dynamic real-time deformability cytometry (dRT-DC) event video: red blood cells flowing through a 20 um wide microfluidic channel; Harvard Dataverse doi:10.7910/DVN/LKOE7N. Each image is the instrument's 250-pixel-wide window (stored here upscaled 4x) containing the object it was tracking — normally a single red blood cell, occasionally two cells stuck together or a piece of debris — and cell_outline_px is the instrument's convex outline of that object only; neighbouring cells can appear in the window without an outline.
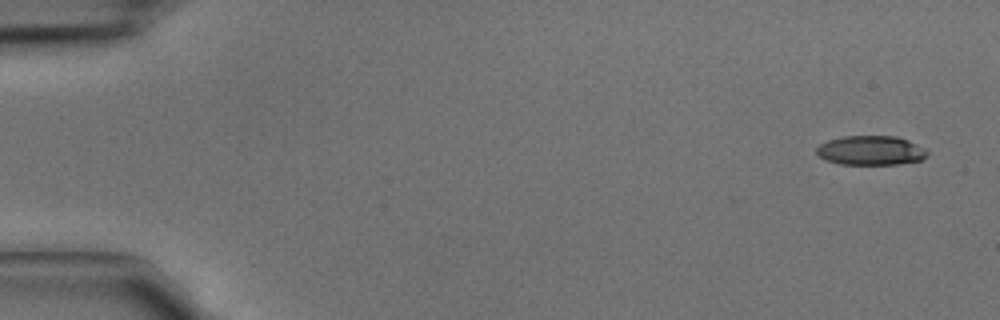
{"species": "common noctule bat (a hibernating species)", "species_latin": "Nyctalus noctula", "temperature_condition": "cold", "stored_images_in_passage": 4, "camera_frame_rate_fps": 3000, "um_per_image_px": 0.085, "animal": {"sex": "male", "body_mass_g": 15.6}, "frame": {"image": 1, "passage_image": 1, "time_ms": 0.0, "image_size_px": [1000, 320], "cell_outline_px": [[928, 156], [924, 160], [896, 164], [840, 164], [828, 160], [820, 156], [816, 152], [816, 148], [820, 144], [828, 140], [844, 136], [896, 136], [908, 140], [924, 148], [928, 152]], "centroid_in_image_um": [74.05, 12.78], "position_along_channel_um": 10.9, "area_um2": 18.9}}